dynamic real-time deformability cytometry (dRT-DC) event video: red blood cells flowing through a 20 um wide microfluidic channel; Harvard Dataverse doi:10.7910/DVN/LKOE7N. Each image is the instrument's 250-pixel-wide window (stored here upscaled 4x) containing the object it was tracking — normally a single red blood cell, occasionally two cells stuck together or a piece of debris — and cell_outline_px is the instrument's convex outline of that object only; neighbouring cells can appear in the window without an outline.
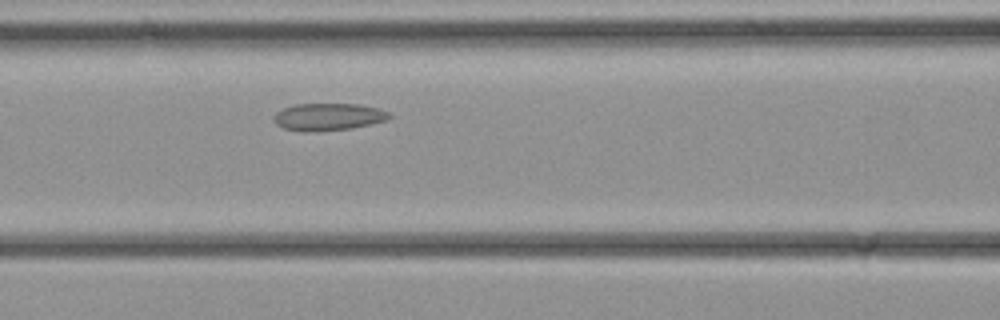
{"species": "common noctule bat (a hibernating species)", "species_latin": "Nyctalus noctula", "temperature_condition": "cold", "stored_images_in_passage": 27, "camera_frame_rate_fps": 3000, "um_per_image_px": 0.085, "animal": {"sex": "female", "body_mass_g": 21.9}, "frame": {"image": 1, "passage_image": 9, "time_ms": 2.667, "image_size_px": [1000, 320], "cell_outline_px": [[392, 116], [388, 120], [352, 128], [304, 132], [284, 128], [276, 124], [276, 112], [284, 108], [296, 104], [360, 104], [380, 108], [388, 112]], "centroid_in_image_um": [27.96, 9.92], "position_along_channel_um": 138.6, "area_um2": 18.21}}
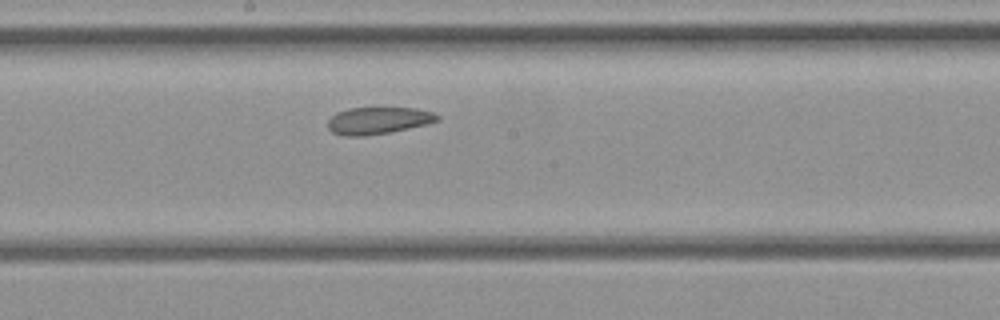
{"frame": {"image": 2, "passage_image": 13, "time_ms": 4.0, "image_size_px": [1000, 320], "cell_outline_px": [[440, 120], [408, 128], [388, 132], [364, 136], [344, 136], [332, 132], [328, 128], [328, 120], [336, 112], [348, 108], [416, 108], [432, 112], [440, 116]], "centroid_in_image_um": [32.11, 10.24], "position_along_channel_um": 216.1, "area_um2": 17.11}}
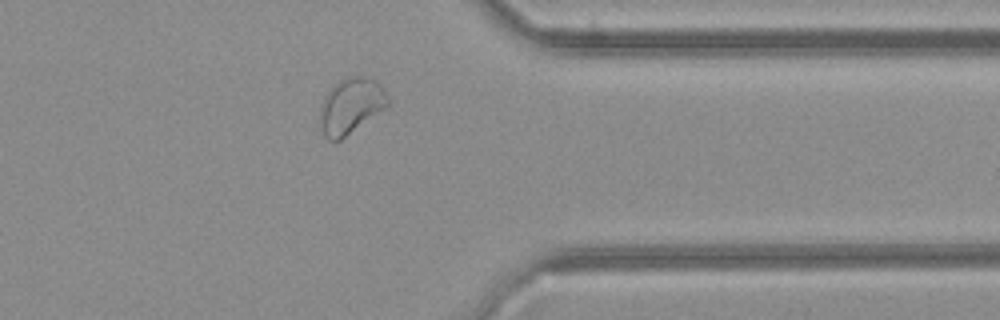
{"frame": {"image": 3, "passage_image": 22, "time_ms": 7.0, "image_size_px": [1000, 320], "cell_outline_px": [[392, 104], [340, 140], [328, 140], [324, 136], [320, 124], [320, 108], [324, 96], [340, 80], [352, 76], [368, 76], [376, 80], [384, 88]], "centroid_in_image_um": [29.87, 8.99], "position_along_channel_um": 381.5, "area_um2": 22.14}}